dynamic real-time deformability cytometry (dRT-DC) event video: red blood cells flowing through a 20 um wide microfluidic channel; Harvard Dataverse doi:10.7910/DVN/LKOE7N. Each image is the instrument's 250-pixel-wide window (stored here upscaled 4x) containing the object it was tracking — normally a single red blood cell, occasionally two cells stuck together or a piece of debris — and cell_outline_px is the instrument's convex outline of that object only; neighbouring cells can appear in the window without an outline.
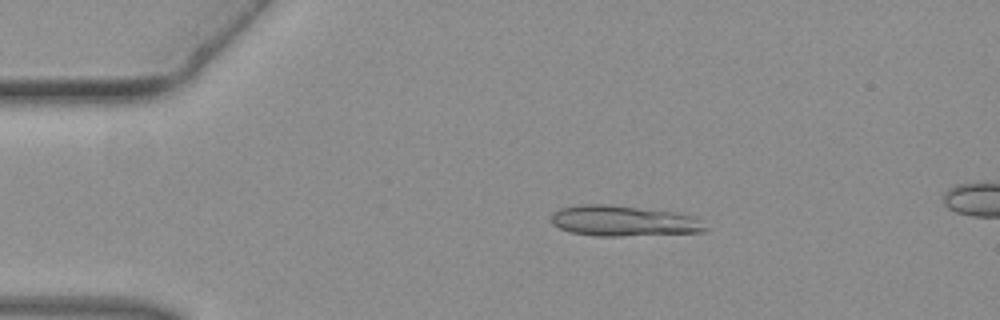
{"species": "common noctule bat (a hibernating species)", "species_latin": "Nyctalus noctula", "temperature_condition": "warm", "stored_images_in_passage": 7, "camera_frame_rate_fps": 3000, "um_per_image_px": 0.085, "animal": {"sex": "female", "body_mass_g": 19.3, "forearm_length_mm": 54.1}, "frame": {"image": 1, "passage_image": 2, "time_ms": 0.333, "image_size_px": [1000, 320], "cell_outline_px": [[708, 228], [704, 232], [620, 236], [596, 236], [568, 232], [552, 224], [552, 212], [560, 208], [580, 204], [608, 204], [680, 212], [692, 216]], "centroid_in_image_um": [52.97, 18.77], "position_along_channel_um": 32.0, "area_um2": 27.69}}